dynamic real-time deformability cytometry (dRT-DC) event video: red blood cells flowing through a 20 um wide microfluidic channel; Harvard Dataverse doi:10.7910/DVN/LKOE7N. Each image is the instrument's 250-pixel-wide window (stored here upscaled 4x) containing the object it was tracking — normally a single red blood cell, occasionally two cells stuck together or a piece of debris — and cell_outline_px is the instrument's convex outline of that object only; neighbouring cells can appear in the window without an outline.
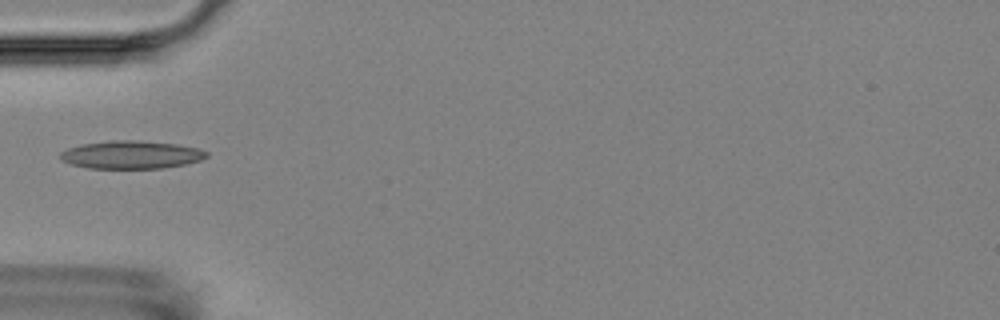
{"species": "Egyptian fruit bat (a non-hibernating species)", "species_latin": "Rousettus aegyptiacus", "temperature_condition": "room temperature", "stored_images_in_passage": 10, "camera_frame_rate_fps": 3000, "um_per_image_px": 0.085, "animal": {"sex": "female"}, "frame": {"image": 1, "passage_image": 1, "time_ms": 0.0, "image_size_px": [1000, 320], "cell_outline_px": [[208, 156], [200, 160], [184, 164], [160, 168], [88, 168], [72, 164], [60, 160], [60, 152], [68, 148], [80, 144], [108, 140], [136, 140], [176, 144], [196, 148], [208, 152]], "centroid_in_image_um": [11.11, 13.14], "position_along_channel_um": 73.9, "area_um2": 23.76}}
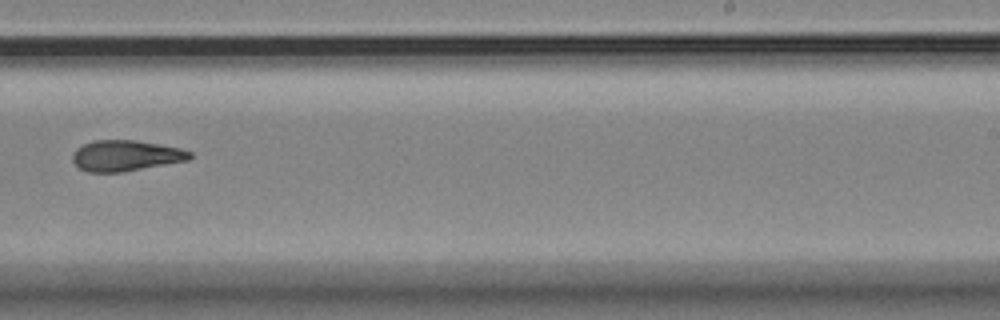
{"frame": {"image": 2, "passage_image": 6, "time_ms": 5.667, "image_size_px": [1000, 320], "cell_outline_px": [[192, 156], [188, 160], [124, 172], [88, 172], [80, 168], [72, 160], [72, 152], [76, 148], [92, 140], [136, 140], [160, 144], [180, 148], [192, 152]], "centroid_in_image_um": [10.68, 13.22], "position_along_channel_um": 278.3, "area_um2": 21.15}}
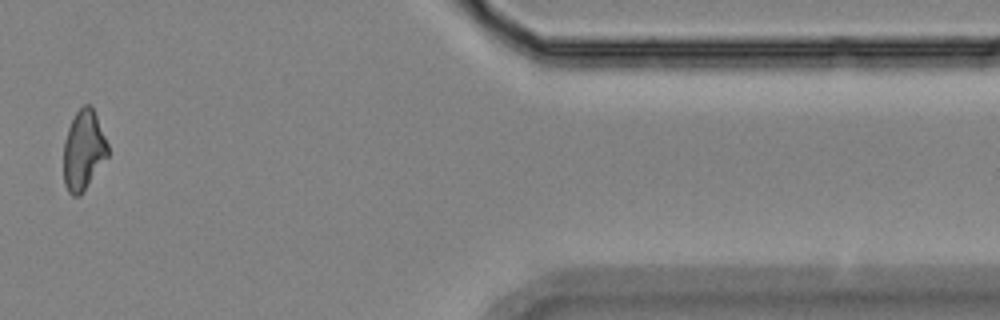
{"frame": {"image": 3, "passage_image": 10, "time_ms": 10.333, "image_size_px": [1000, 320], "cell_outline_px": [[108, 156], [80, 196], [72, 196], [68, 192], [64, 184], [64, 140], [68, 128], [76, 112], [84, 104], [88, 104], [92, 108], [96, 116], [108, 144]], "centroid_in_image_um": [7.09, 12.79], "position_along_channel_um": 404.3, "area_um2": 20.35}}